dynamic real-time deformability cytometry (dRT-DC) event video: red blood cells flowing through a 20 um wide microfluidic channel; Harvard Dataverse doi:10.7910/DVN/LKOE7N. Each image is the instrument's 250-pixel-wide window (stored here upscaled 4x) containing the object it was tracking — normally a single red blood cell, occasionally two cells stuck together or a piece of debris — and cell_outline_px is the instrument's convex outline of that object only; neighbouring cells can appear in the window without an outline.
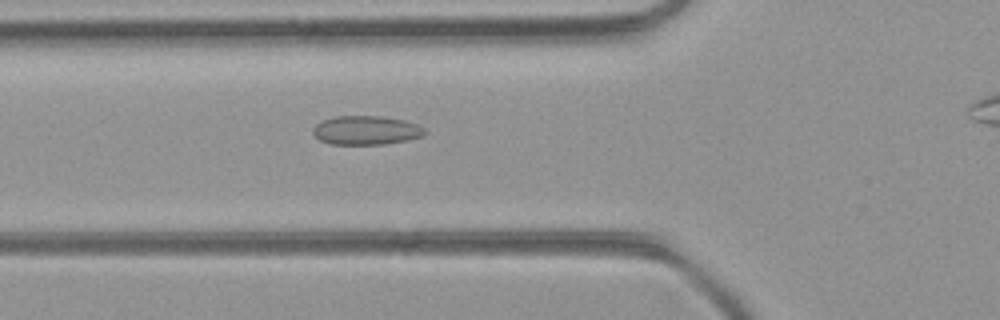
{"species": "common noctule bat (a hibernating species)", "species_latin": "Nyctalus noctula", "temperature_condition": "room temperature", "stored_images_in_passage": 36, "camera_frame_rate_fps": 3000, "um_per_image_px": 0.085, "animal": {"sex": "female", "body_mass_g": 21.9}, "frame": {"image": 1, "passage_image": 9, "time_ms": 2.667, "image_size_px": [1000, 320], "cell_outline_px": [[428, 132], [424, 136], [408, 140], [384, 144], [332, 144], [320, 140], [312, 132], [312, 128], [316, 124], [324, 120], [336, 116], [380, 116], [404, 120], [416, 124], [424, 128]], "centroid_in_image_um": [31.15, 11.07], "position_along_channel_um": 94.7, "area_um2": 18.84}}
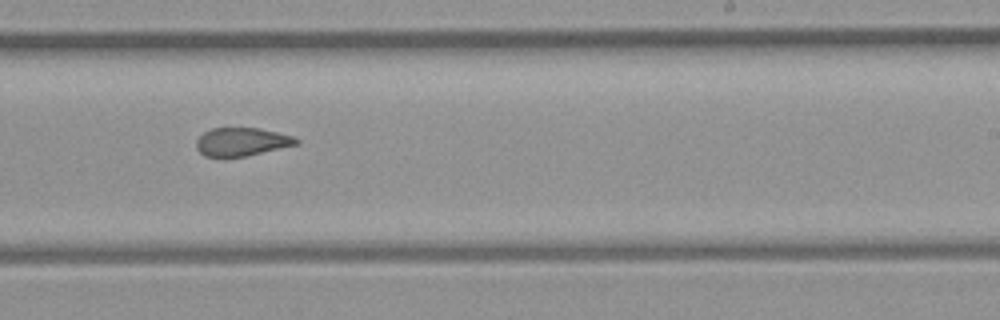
{"frame": {"image": 2, "passage_image": 22, "time_ms": 7.0, "image_size_px": [1000, 320], "cell_outline_px": [[300, 144], [248, 156], [204, 156], [196, 148], [196, 140], [204, 132], [212, 128], [260, 128], [296, 136], [300, 140]], "centroid_in_image_um": [20.61, 12.05], "position_along_channel_um": 268.4, "area_um2": 16.65}}
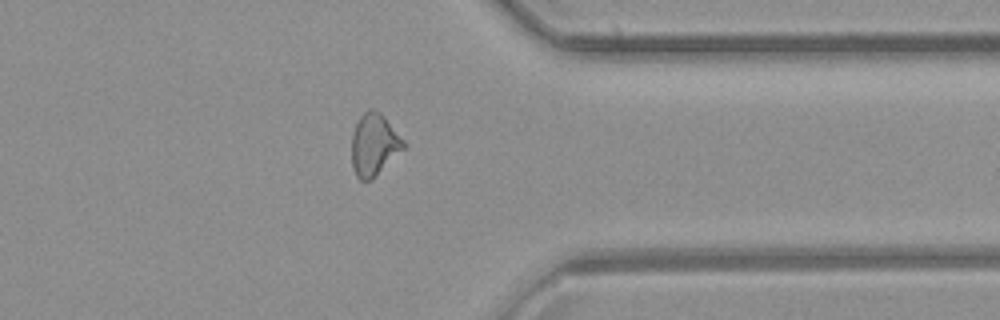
{"frame": {"image": 3, "passage_image": 31, "time_ms": 10.0, "image_size_px": [1000, 320], "cell_outline_px": [[404, 148], [372, 180], [360, 180], [356, 176], [352, 164], [352, 132], [360, 116], [368, 108], [372, 108], [380, 112], [384, 116], [404, 140]], "centroid_in_image_um": [31.78, 12.28], "position_along_channel_um": 379.6, "area_um2": 18.67}, "authors_computed_cell_mechanics": {"area_um2": 17.8602, "velocity_mm_per_s": 4.0032, "shape_relaxation_time_tau1_ms": null, "shape_relaxation_time_tau2_ms": 2.1509, "deformation_change_tau1": null, "deformation_change_tau2": 0.0737}}